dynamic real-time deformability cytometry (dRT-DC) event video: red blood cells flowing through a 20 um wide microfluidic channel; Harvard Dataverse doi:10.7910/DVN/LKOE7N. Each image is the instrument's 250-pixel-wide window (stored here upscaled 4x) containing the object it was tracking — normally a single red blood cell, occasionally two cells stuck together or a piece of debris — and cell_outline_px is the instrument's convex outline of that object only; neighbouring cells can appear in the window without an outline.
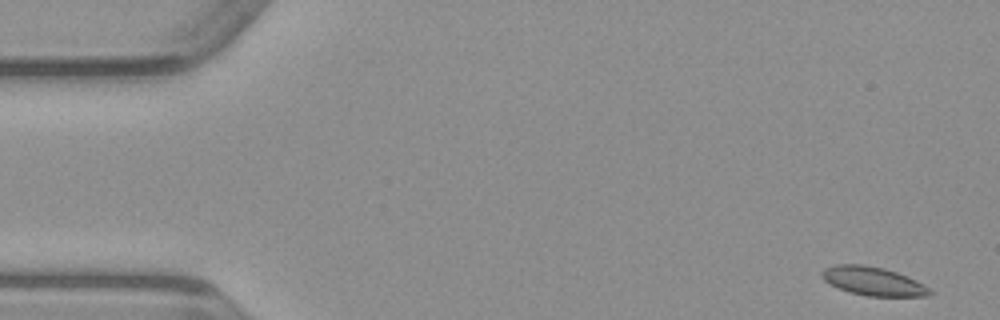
{"species": "common noctule bat (a hibernating species)", "species_latin": "Nyctalus noctula", "temperature_condition": "warm", "stored_images_in_passage": 48, "camera_frame_rate_fps": 3000, "um_per_image_px": 0.085, "animal": {"sex": "male", "body_mass_g": 23.1, "forearm_length_mm": 52.7}, "frame": {"image": 1, "passage_image": 1, "time_ms": 0.0, "image_size_px": [1000, 320], "cell_outline_px": [[932, 292], [928, 296], [868, 296], [848, 292], [824, 280], [820, 276], [820, 272], [824, 268], [836, 264], [864, 264], [884, 268], [896, 272], [916, 280], [928, 288]], "centroid_in_image_um": [74.17, 23.89], "position_along_channel_um": 10.8, "area_um2": 17.92}}
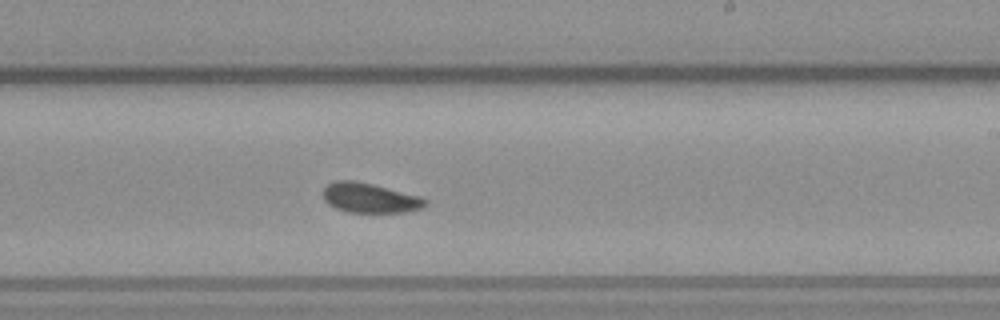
{"frame": {"image": 2, "passage_image": 28, "time_ms": 9.0, "image_size_px": [1000, 320], "cell_outline_px": [[428, 204], [420, 208], [404, 212], [348, 212], [336, 208], [328, 204], [324, 200], [324, 188], [328, 184], [336, 180], [352, 180], [372, 184], [420, 196], [428, 200]], "centroid_in_image_um": [31.43, 16.82], "position_along_channel_um": 257.6, "area_um2": 17.57}}
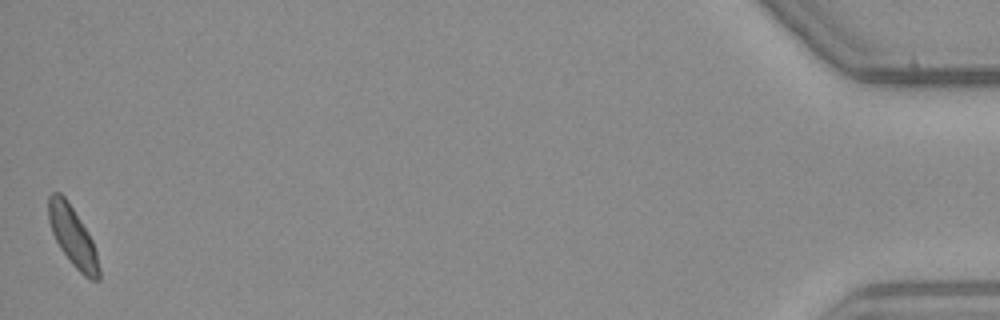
{"frame": {"image": 3, "passage_image": 48, "time_ms": 15.667, "image_size_px": [1000, 320], "cell_outline_px": [[100, 280], [92, 280], [84, 276], [72, 264], [60, 248], [52, 232], [48, 220], [48, 196], [52, 192], [60, 192], [64, 196], [88, 232], [92, 240], [96, 252], [100, 268]], "centroid_in_image_um": [6.18, 20.11], "position_along_channel_um": 429.0, "area_um2": 17.4}}